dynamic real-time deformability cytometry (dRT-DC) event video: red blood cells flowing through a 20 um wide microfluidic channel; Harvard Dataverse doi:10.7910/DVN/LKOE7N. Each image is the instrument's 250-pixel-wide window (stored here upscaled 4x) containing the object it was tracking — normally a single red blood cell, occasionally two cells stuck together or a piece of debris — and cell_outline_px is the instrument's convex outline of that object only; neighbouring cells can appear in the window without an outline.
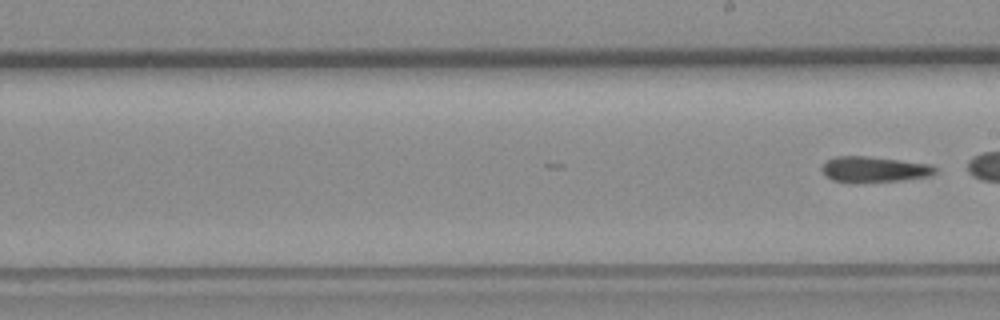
{"species": "common noctule bat (a hibernating species)", "species_latin": "Nyctalus noctula", "temperature_condition": "room temperature", "stored_images_in_passage": 28, "camera_frame_rate_fps": 3000, "um_per_image_px": 0.085, "animal": {"sex": "female", "body_mass_g": 19.3, "forearm_length_mm": 54.1}, "frame": {"image": 1, "passage_image": 28, "time_ms": 9.0, "image_size_px": [1000, 320], "cell_outline_px": [[936, 172], [932, 176], [900, 180], [860, 184], [852, 184], [832, 180], [824, 176], [820, 168], [828, 160], [836, 156], [868, 156], [928, 164], [936, 168]], "centroid_in_image_um": [74.23, 14.43], "position_along_channel_um": 214.8, "area_um2": 17.34}}